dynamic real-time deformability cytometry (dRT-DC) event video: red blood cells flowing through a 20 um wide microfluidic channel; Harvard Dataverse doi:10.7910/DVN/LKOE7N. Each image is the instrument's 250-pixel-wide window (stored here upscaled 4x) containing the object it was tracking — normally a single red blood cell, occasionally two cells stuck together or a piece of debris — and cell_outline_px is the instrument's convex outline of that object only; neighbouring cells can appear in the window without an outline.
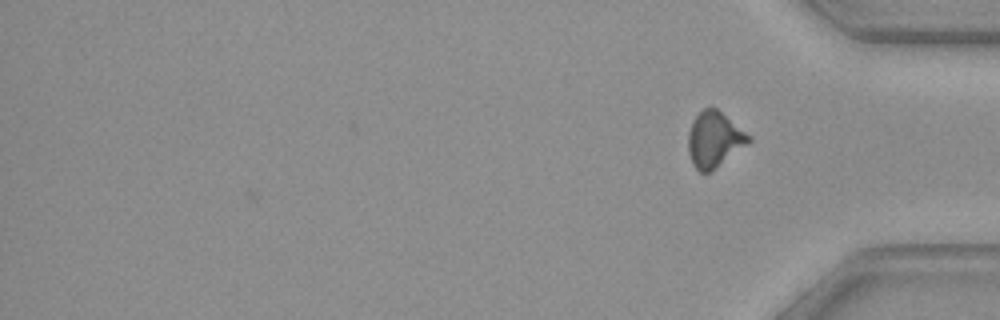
{"species": "common noctule bat (a hibernating species)", "species_latin": "Nyctalus noctula", "temperature_condition": "warm", "stored_images_in_passage": 34, "camera_frame_rate_fps": 3000, "um_per_image_px": 0.085, "animal": {"sex": "female", "body_mass_g": 29.2, "forearm_length_mm": 56.3}, "frame": {"image": 1, "passage_image": 34, "time_ms": 11.0, "image_size_px": [1000, 320], "cell_outline_px": [[752, 140], [748, 144], [708, 172], [700, 172], [692, 164], [688, 152], [688, 132], [692, 120], [704, 108], [716, 108], [752, 136]], "centroid_in_image_um": [60.71, 11.84], "position_along_channel_um": 374.5, "area_um2": 19.36}}